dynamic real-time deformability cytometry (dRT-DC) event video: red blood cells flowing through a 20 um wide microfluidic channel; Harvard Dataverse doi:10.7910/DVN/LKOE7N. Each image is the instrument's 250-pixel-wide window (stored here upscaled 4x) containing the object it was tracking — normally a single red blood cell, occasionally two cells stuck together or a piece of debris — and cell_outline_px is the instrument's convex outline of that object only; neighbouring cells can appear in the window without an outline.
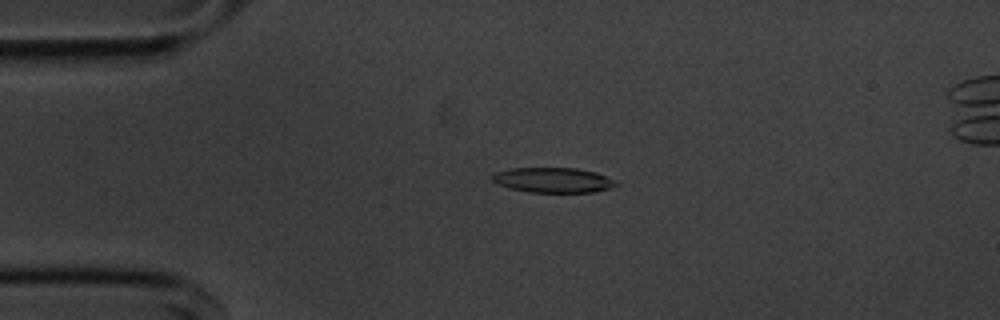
{"species": "common noctule bat (a hibernating species)", "species_latin": "Nyctalus noctula", "temperature_condition": "cold", "stored_images_in_passage": 47, "camera_frame_rate_fps": 3000, "um_per_image_px": 0.085, "animal": {"sex": "male", "body_mass_g": 20.1, "forearm_length_mm": 53.5}, "frame": {"image": 1, "passage_image": 3, "time_ms": 0.667, "image_size_px": [1000, 320], "cell_outline_px": [[620, 184], [612, 188], [592, 192], [528, 192], [508, 188], [496, 184], [492, 180], [492, 176], [496, 172], [512, 168], [576, 168], [596, 172]], "centroid_in_image_um": [46.99, 15.31], "position_along_channel_um": 38.0, "area_um2": 18.03}}
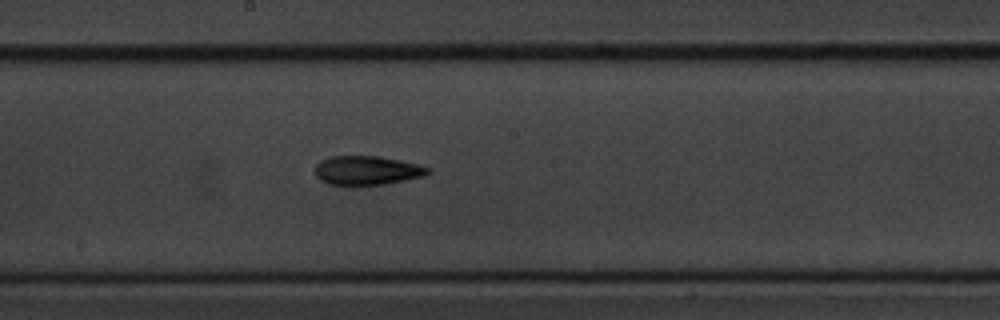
{"frame": {"image": 2, "passage_image": 20, "time_ms": 6.333, "image_size_px": [1000, 320], "cell_outline_px": [[432, 172], [424, 176], [384, 184], [328, 184], [320, 180], [316, 176], [316, 164], [320, 160], [332, 156], [380, 156], [400, 160], [432, 168]], "centroid_in_image_um": [31.22, 14.47], "position_along_channel_um": 217.0, "area_um2": 18.96}}
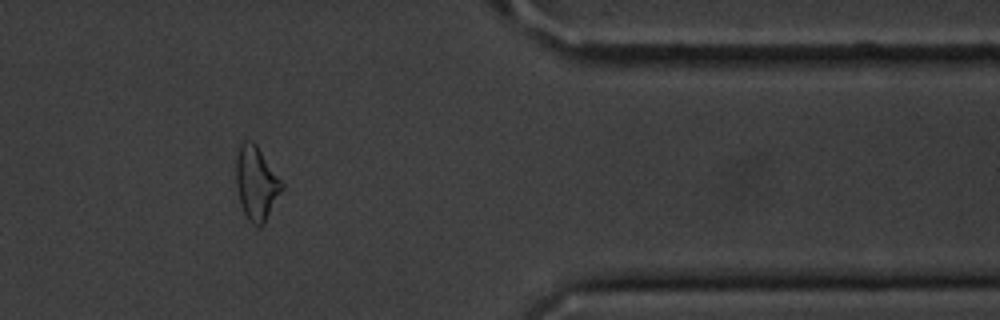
{"frame": {"image": 3, "passage_image": 36, "time_ms": 11.667, "image_size_px": [1000, 320], "cell_outline_px": [[284, 188], [264, 224], [260, 228], [252, 224], [248, 220], [240, 204], [236, 188], [236, 156], [240, 144], [244, 140], [252, 140], [256, 144], [284, 184]], "centroid_in_image_um": [21.78, 15.59], "position_along_channel_um": 389.6, "area_um2": 19.88}}